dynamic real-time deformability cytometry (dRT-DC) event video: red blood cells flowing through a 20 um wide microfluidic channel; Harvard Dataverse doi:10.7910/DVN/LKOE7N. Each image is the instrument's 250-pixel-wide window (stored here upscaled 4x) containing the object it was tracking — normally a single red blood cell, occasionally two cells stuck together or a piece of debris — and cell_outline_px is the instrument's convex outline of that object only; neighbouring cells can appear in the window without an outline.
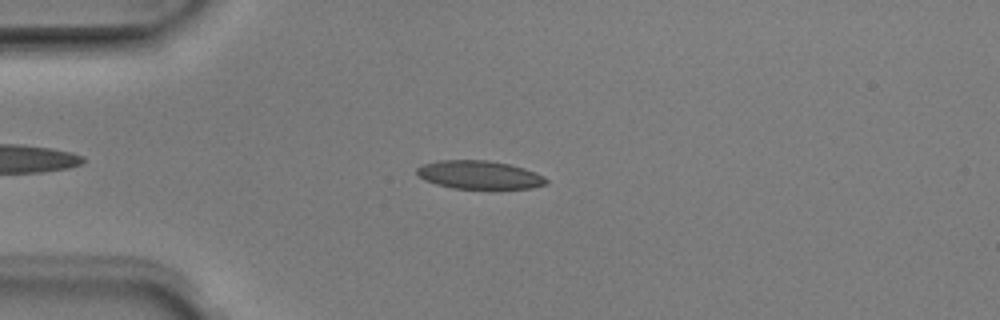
{"species": "Egyptian fruit bat (a non-hibernating species)", "species_latin": "Rousettus aegyptiacus", "temperature_condition": "room temperature", "stored_images_in_passage": 48, "camera_frame_rate_fps": 3000, "um_per_image_px": 0.085, "animal": {"sex": "male"}, "frame": {"image": 1, "passage_image": 10, "time_ms": 3.0, "image_size_px": [1000, 320], "cell_outline_px": [[548, 184], [528, 188], [452, 188], [436, 184], [424, 180], [416, 172], [416, 168], [420, 164], [436, 160], [488, 160], [508, 164], [524, 168], [544, 176], [548, 180]], "centroid_in_image_um": [40.7, 14.85], "position_along_channel_um": 44.3, "area_um2": 21.33}}
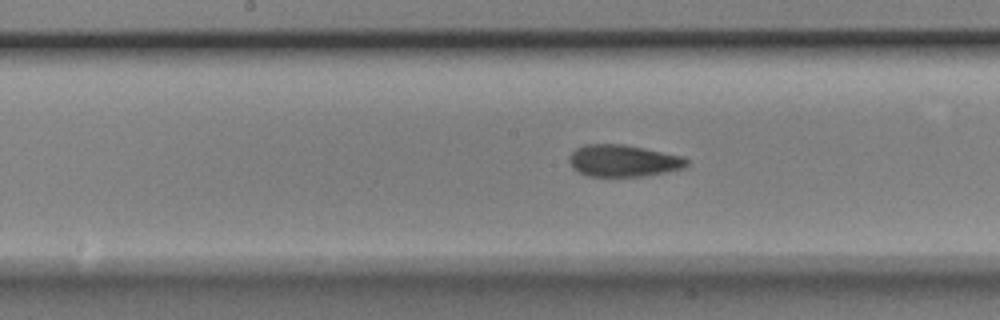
{"frame": {"image": 2, "passage_image": 23, "time_ms": 7.333, "image_size_px": [1000, 320], "cell_outline_px": [[688, 164], [684, 168], [648, 176], [588, 176], [572, 168], [568, 160], [568, 156], [576, 148], [584, 144], [624, 144], [684, 156], [688, 160]], "centroid_in_image_um": [52.98, 13.66], "position_along_channel_um": 195.2, "area_um2": 22.02}}
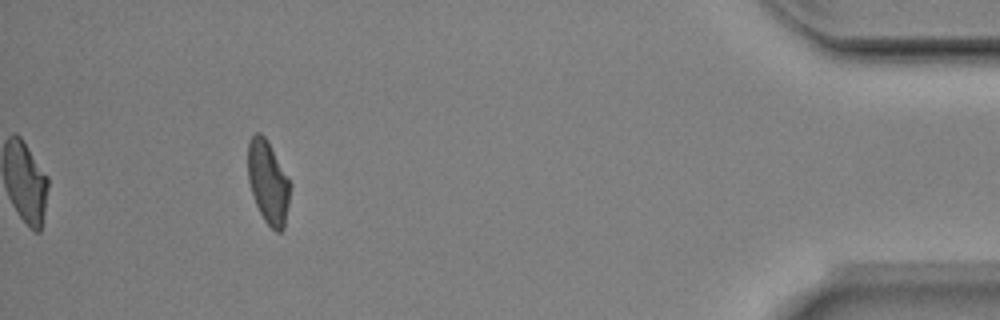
{"frame": {"image": 3, "passage_image": 44, "time_ms": 14.333, "image_size_px": [1000, 320], "cell_outline_px": [[292, 184], [284, 228], [280, 232], [276, 232], [264, 220], [256, 204], [248, 180], [248, 144], [252, 136], [256, 132], [260, 132], [264, 136]], "centroid_in_image_um": [22.8, 15.51], "position_along_channel_um": 412.4, "area_um2": 20.23}, "authors_computed_cell_mechanics": {"area_um2": 21.3571, "velocity_mm_per_s": 3.9636, "shape_relaxation_time_tau1_ms": 3.2693, "shape_relaxation_time_tau2_ms": 1.7625, "deformation_change_tau1": 0.1415, "deformation_change_tau2": 0.0732}}